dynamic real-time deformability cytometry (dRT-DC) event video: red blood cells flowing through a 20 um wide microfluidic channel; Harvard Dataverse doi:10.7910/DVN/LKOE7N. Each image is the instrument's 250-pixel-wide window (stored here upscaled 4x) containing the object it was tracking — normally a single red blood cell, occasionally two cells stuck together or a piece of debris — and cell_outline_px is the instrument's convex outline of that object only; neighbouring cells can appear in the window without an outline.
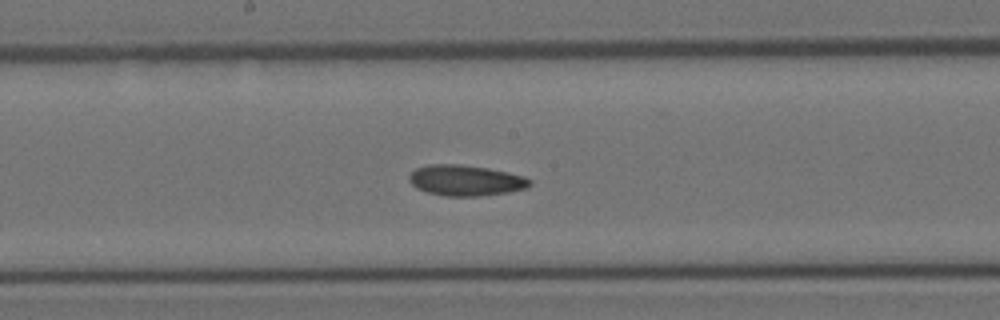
{"species": "Egyptian fruit bat (a non-hibernating species)", "species_latin": "Rousettus aegyptiacus", "temperature_condition": "room temperature", "stored_images_in_passage": 18, "camera_frame_rate_fps": 3000, "um_per_image_px": 0.085, "animal": {"sex": "female"}, "frame": {"image": 1, "passage_image": 13, "time_ms": 4.0, "image_size_px": [1000, 320], "cell_outline_px": [[532, 184], [528, 188], [508, 192], [480, 196], [444, 196], [428, 192], [416, 188], [408, 180], [408, 176], [416, 168], [428, 164], [460, 164], [488, 168], [508, 172], [524, 176], [532, 180]], "centroid_in_image_um": [39.59, 15.33], "position_along_channel_um": 208.6, "area_um2": 21.79}}
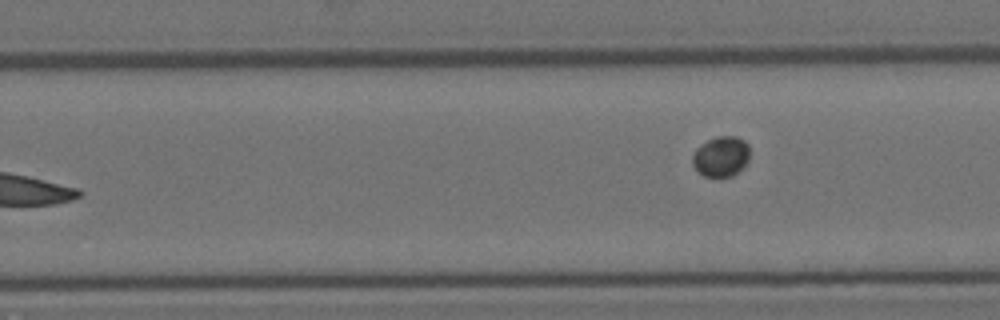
{"frame": {"image": 2, "passage_image": 18, "time_ms": 5.667, "image_size_px": [1000, 320], "cell_outline_px": [[748, 160], [732, 176], [704, 176], [696, 172], [692, 164], [692, 156], [696, 148], [700, 144], [716, 136], [736, 136], [744, 140], [748, 144]], "centroid_in_image_um": [61.24, 13.28], "position_along_channel_um": 268.6, "area_um2": 13.41}}